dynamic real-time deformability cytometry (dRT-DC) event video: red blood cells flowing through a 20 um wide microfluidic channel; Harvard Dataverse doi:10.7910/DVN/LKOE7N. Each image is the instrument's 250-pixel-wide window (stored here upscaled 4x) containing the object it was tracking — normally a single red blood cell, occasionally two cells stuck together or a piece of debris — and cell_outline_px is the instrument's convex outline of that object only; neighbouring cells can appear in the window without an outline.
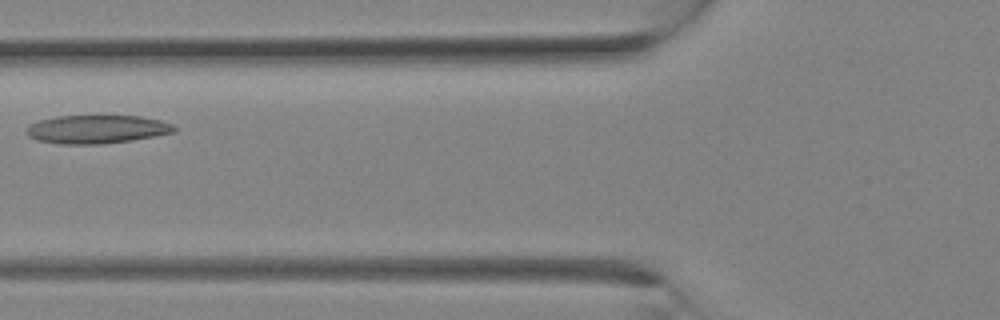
{"species": "Egyptian fruit bat (a non-hibernating species)", "species_latin": "Rousettus aegyptiacus", "temperature_condition": "room temperature", "stored_images_in_passage": 8, "camera_frame_rate_fps": 3000, "um_per_image_px": 0.085, "animal": {"sex": "female"}, "frame": {"image": 1, "passage_image": 7, "time_ms": 2.0, "image_size_px": [1000, 320], "cell_outline_px": [[176, 132], [132, 140], [104, 144], [56, 144], [36, 140], [28, 136], [24, 132], [28, 124], [40, 120], [56, 116], [140, 116], [160, 120], [172, 124], [176, 128]], "centroid_in_image_um": [8.18, 10.99], "position_along_channel_um": 117.6, "area_um2": 24.68}}